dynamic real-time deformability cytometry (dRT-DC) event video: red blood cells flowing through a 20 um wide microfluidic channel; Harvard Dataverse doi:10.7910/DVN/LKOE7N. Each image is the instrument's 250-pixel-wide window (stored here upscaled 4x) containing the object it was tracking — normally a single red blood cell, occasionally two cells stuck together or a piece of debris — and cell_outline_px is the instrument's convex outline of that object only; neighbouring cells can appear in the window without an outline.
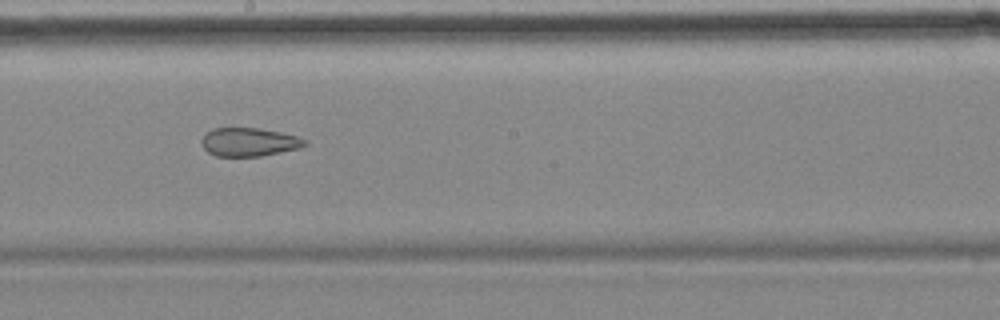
{"species": "common noctule bat (a hibernating species)", "species_latin": "Nyctalus noctula", "temperature_condition": "cold", "stored_images_in_passage": 9, "camera_frame_rate_fps": 3000, "um_per_image_px": 0.085, "animal": {"sex": "female", "body_mass_g": 18.4}, "frame": {"image": 1, "passage_image": 6, "time_ms": 5.667, "image_size_px": [1000, 320], "cell_outline_px": [[308, 144], [300, 148], [260, 156], [216, 156], [208, 152], [204, 148], [200, 140], [212, 128], [260, 128], [280, 132], [296, 136], [308, 140]], "centroid_in_image_um": [21.19, 12.07], "position_along_channel_um": 227.0, "area_um2": 17.11}}